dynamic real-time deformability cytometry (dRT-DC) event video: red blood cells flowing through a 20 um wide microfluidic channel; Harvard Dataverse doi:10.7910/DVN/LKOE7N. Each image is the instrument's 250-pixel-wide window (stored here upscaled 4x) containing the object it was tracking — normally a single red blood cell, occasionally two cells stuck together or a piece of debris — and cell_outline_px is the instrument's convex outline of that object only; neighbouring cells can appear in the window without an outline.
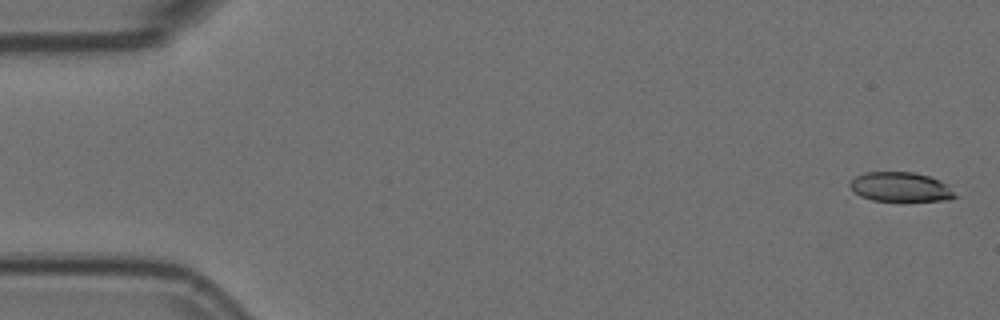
{"species": "Egyptian fruit bat (a non-hibernating species)", "species_latin": "Rousettus aegyptiacus", "temperature_condition": "room temperature", "stored_images_in_passage": 5, "camera_frame_rate_fps": 3000, "um_per_image_px": 0.085, "animal": {"sex": "female"}, "frame": {"image": 1, "passage_image": 1, "time_ms": 0.0, "image_size_px": [1000, 320], "cell_outline_px": [[960, 196], [948, 200], [872, 200], [860, 196], [852, 192], [848, 184], [856, 176], [864, 172], [912, 172], [928, 176], [940, 180]], "centroid_in_image_um": [76.52, 15.89], "position_along_channel_um": 8.5, "area_um2": 17.98}}
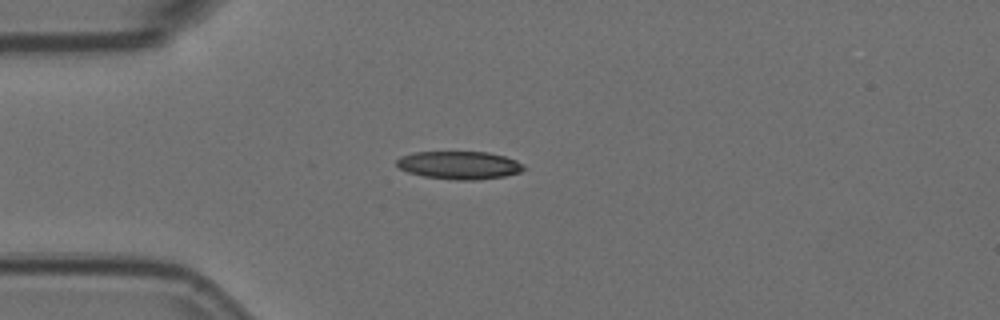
{"frame": {"image": 2, "passage_image": 5, "time_ms": 1.333, "image_size_px": [1000, 320], "cell_outline_px": [[528, 168], [520, 172], [504, 176], [476, 180], [456, 180], [424, 176], [408, 172], [400, 168], [396, 164], [396, 160], [400, 156], [412, 152], [488, 152], [504, 156], [516, 160], [524, 164]], "centroid_in_image_um": [39.06, 14.03], "position_along_channel_um": 45.9, "area_um2": 20.81}}